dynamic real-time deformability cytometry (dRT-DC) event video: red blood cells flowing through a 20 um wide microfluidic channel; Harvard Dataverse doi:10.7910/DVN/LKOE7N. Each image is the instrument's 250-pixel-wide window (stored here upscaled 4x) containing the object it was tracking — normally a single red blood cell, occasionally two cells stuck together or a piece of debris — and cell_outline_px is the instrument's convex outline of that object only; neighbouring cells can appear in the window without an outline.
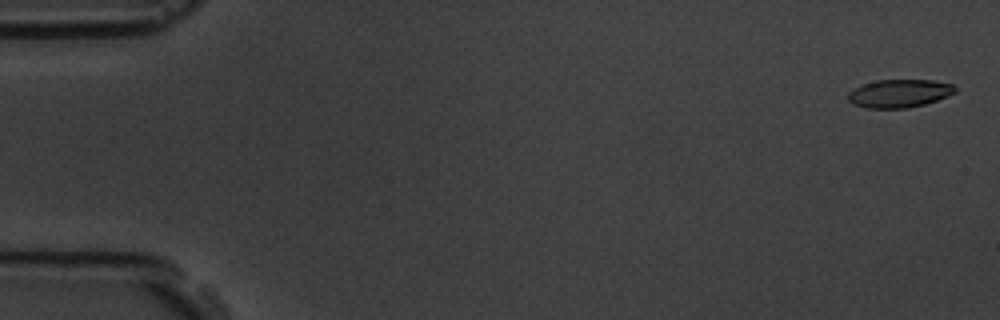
{"species": "common noctule bat (a hibernating species)", "species_latin": "Nyctalus noctula", "temperature_condition": "room temperature", "stored_images_in_passage": 5, "camera_frame_rate_fps": 3000, "um_per_image_px": 0.085, "animal": {"sex": "male", "body_mass_g": 19.5, "forearm_length_mm": 54.6}, "frame": {"image": 1, "passage_image": 1, "time_ms": 0.0, "image_size_px": [1000, 320], "cell_outline_px": [[956, 92], [948, 96], [924, 104], [908, 108], [868, 108], [852, 104], [848, 100], [848, 92], [864, 84], [876, 80], [932, 80], [952, 84], [956, 88]], "centroid_in_image_um": [76.44, 7.94], "position_along_channel_um": 8.6, "area_um2": 17.46}}
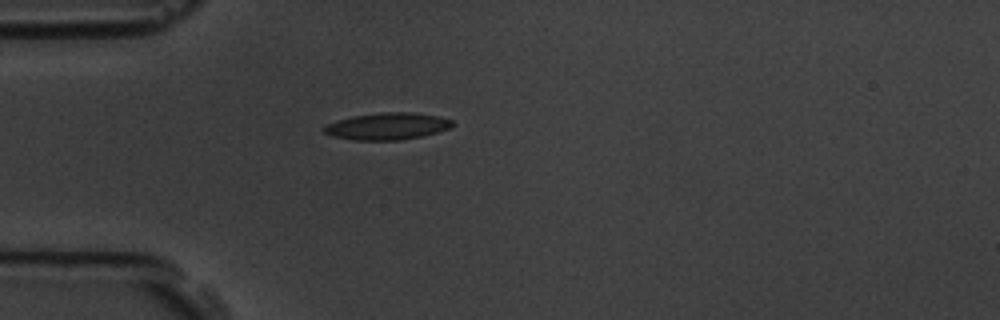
{"frame": {"image": 2, "passage_image": 5, "time_ms": 4.667, "image_size_px": [1000, 320], "cell_outline_px": [[452, 124], [448, 128], [436, 132], [420, 136], [400, 140], [352, 140], [332, 136], [324, 132], [320, 128], [324, 124], [336, 120], [352, 116], [380, 112], [412, 112], [440, 116], [452, 120]], "centroid_in_image_um": [32.83, 10.72], "position_along_channel_um": 52.2, "area_um2": 20.23}}